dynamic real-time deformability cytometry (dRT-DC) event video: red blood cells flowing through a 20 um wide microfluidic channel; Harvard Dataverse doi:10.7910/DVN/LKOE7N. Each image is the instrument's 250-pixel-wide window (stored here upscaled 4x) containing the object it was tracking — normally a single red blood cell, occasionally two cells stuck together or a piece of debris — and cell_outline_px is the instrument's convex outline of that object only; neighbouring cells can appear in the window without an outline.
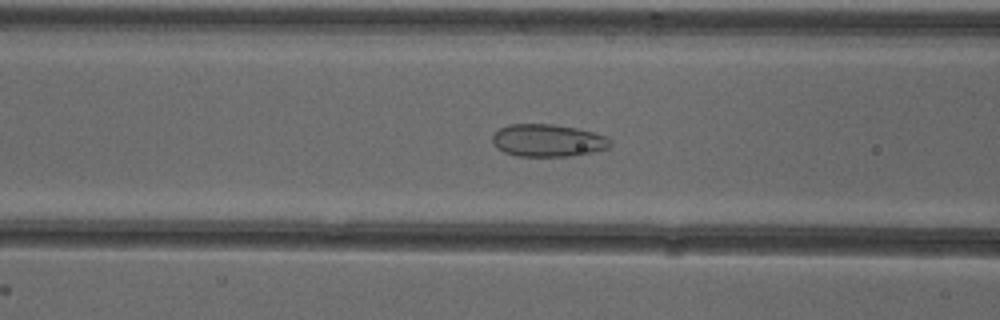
{"species": "common noctule bat (a hibernating species)", "species_latin": "Nyctalus noctula", "temperature_condition": "cold", "stored_images_in_passage": 53, "camera_frame_rate_fps": 3000, "um_per_image_px": 0.085, "animal": {"sex": "female"}, "frame": {"image": 1, "passage_image": 22, "time_ms": 7.0, "image_size_px": [1000, 320], "cell_outline_px": [[612, 144], [608, 148], [592, 152], [572, 156], [516, 156], [504, 152], [496, 148], [492, 140], [492, 136], [500, 128], [508, 124], [552, 124], [576, 128], [608, 136], [612, 140]], "centroid_in_image_um": [46.58, 11.94], "position_along_channel_um": 120.0, "area_um2": 22.43}}
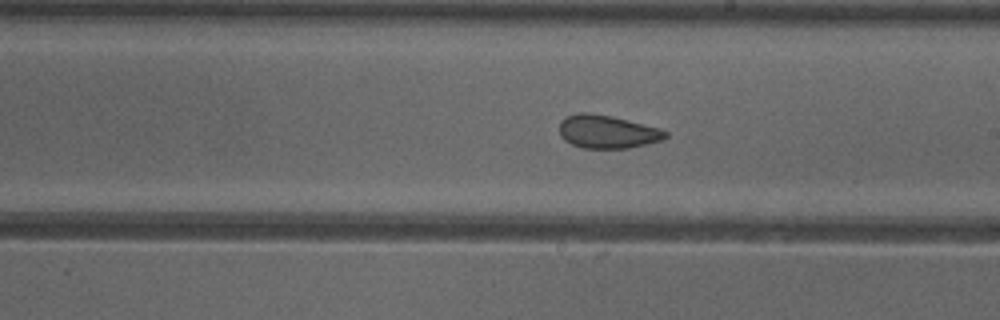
{"frame": {"image": 2, "passage_image": 31, "time_ms": 10.0, "image_size_px": [1000, 320], "cell_outline_px": [[668, 136], [664, 140], [628, 148], [584, 148], [572, 144], [564, 140], [560, 136], [560, 120], [564, 116], [576, 112], [588, 112], [612, 116], [660, 128], [668, 132]], "centroid_in_image_um": [51.61, 11.18], "position_along_channel_um": 237.4, "area_um2": 20.75}}
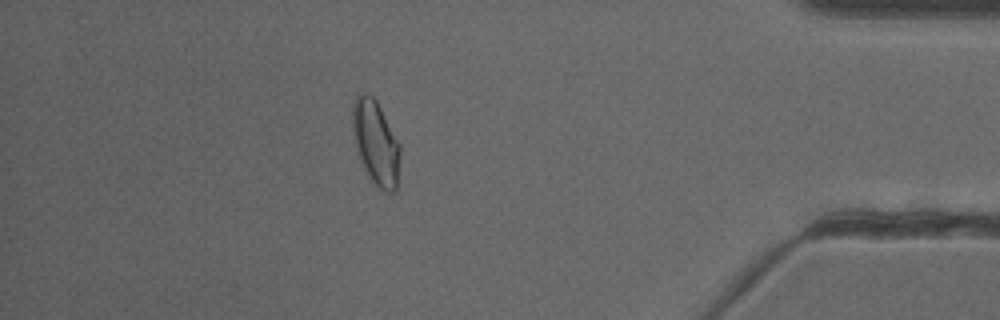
{"frame": {"image": 3, "passage_image": 47, "time_ms": 15.333, "image_size_px": [1000, 320], "cell_outline_px": [[400, 152], [396, 192], [384, 192], [372, 180], [364, 168], [356, 144], [352, 128], [352, 104], [356, 96], [364, 92], [368, 92], [376, 100], [400, 144]], "centroid_in_image_um": [31.94, 12.1], "position_along_channel_um": 403.3, "area_um2": 23.06}, "authors_computed_cell_mechanics": {"area_um2": 22.8888, "velocity_mm_per_s": 3.8982, "shape_relaxation_time_tau1_ms": null, "shape_relaxation_time_tau2_ms": 1.0714, "deformation_change_tau1": null, "deformation_change_tau2": 0.065}}